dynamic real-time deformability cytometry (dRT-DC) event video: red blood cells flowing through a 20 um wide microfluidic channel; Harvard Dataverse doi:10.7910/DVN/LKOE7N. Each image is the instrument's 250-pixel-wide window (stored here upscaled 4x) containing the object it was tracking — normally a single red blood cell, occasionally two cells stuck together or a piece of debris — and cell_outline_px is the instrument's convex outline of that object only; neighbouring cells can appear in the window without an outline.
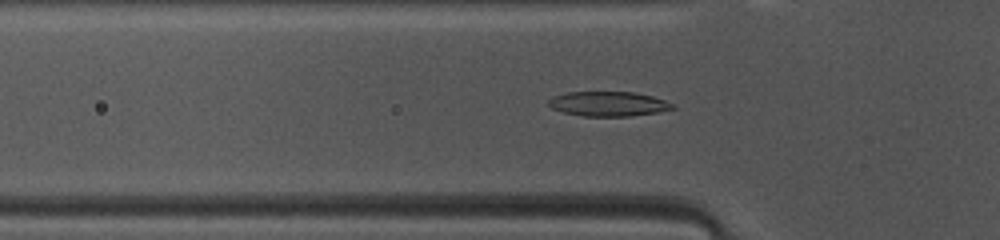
{"species": "common noctule bat (a hibernating species)", "species_latin": "Nyctalus noctula", "temperature_condition": "warm", "stored_images_in_passage": 46, "camera_frame_rate_fps": 3000, "um_per_image_px": 0.085, "animal": {"sex": "female", "body_mass_g": 10.0, "forearm_length_mm": 53.1}, "frame": {"image": 1, "passage_image": 13, "time_ms": 4.0, "image_size_px": [1000, 240], "cell_outline_px": [[676, 108], [660, 112], [628, 116], [584, 116], [564, 112], [552, 108], [548, 104], [548, 100], [552, 96], [568, 92], [632, 92], [652, 96], [664, 100], [672, 104]], "centroid_in_image_um": [51.7, 8.83], "position_along_channel_um": 74.1, "area_um2": 17.74}}
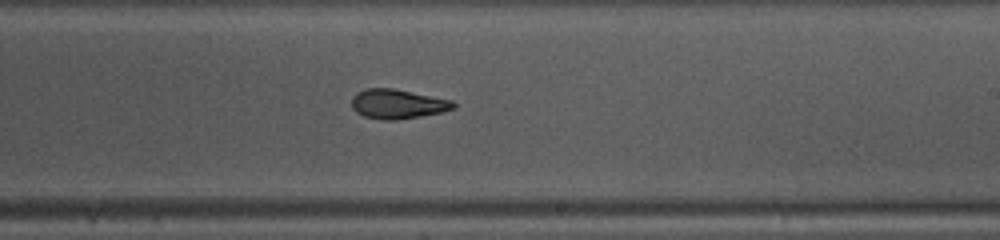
{"frame": {"image": 2, "passage_image": 26, "time_ms": 8.333, "image_size_px": [1000, 240], "cell_outline_px": [[456, 108], [440, 112], [420, 116], [396, 120], [384, 120], [364, 116], [356, 112], [352, 108], [352, 96], [356, 92], [368, 88], [392, 88], [452, 100], [456, 104]], "centroid_in_image_um": [33.78, 8.83], "position_along_channel_um": 255.2, "area_um2": 17.4}}
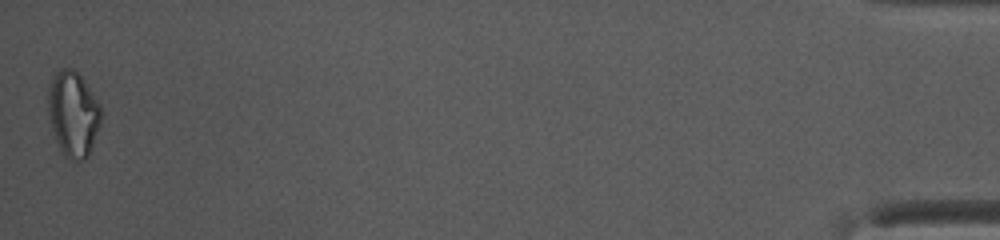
{"frame": {"image": 3, "passage_image": 46, "time_ms": 15.0, "image_size_px": [1000, 240], "cell_outline_px": [[100, 124], [88, 156], [84, 160], [68, 160], [64, 156], [56, 140], [52, 128], [48, 112], [48, 88], [56, 72], [64, 68], [72, 68], [84, 80], [100, 104]], "centroid_in_image_um": [6.21, 9.69], "position_along_channel_um": 429.0, "area_um2": 26.01}, "authors_computed_cell_mechanics": {"area_um2": 18.0914, "velocity_mm_per_s": 4.1485, "shape_relaxation_time_tau1_ms": 5.2016, "shape_relaxation_time_tau2_ms": 2.3508, "deformation_change_tau1": 0.1718, "deformation_change_tau2": 0.0982}}